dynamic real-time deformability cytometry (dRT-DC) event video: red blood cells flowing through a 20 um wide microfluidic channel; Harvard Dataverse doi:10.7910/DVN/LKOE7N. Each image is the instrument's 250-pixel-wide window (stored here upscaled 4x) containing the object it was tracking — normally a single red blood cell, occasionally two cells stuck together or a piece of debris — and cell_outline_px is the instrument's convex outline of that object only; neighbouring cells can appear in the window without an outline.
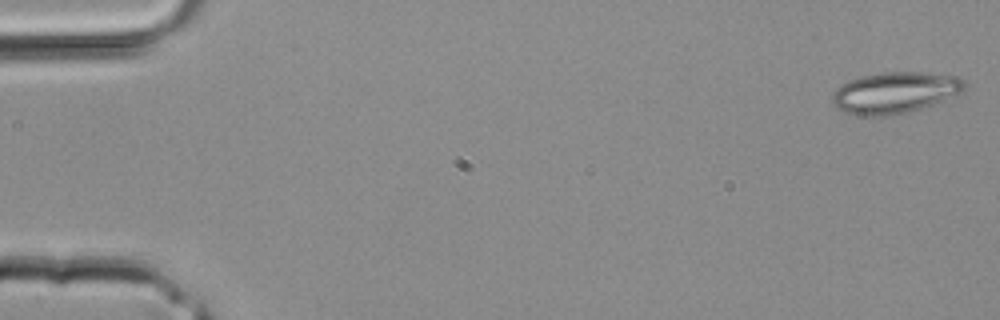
{"species": "common noctule bat (a hibernating species)", "species_latin": "Nyctalus noctula", "temperature_condition": "room temperature", "stored_images_in_passage": 5, "camera_frame_rate_fps": 3000, "um_per_image_px": 0.085, "animal": {"sex": "male", "body_mass_g": 20.4}, "frame": {"image": 1, "passage_image": 1, "time_ms": 0.0, "image_size_px": [1000, 320], "cell_outline_px": [[968, 84], [964, 88], [944, 100], [908, 112], [884, 116], [864, 116], [844, 112], [832, 100], [832, 92], [840, 84], [848, 80], [880, 72], [920, 72], [960, 76]], "centroid_in_image_um": [76.05, 7.86], "position_along_channel_um": 8.9, "area_um2": 31.62}}
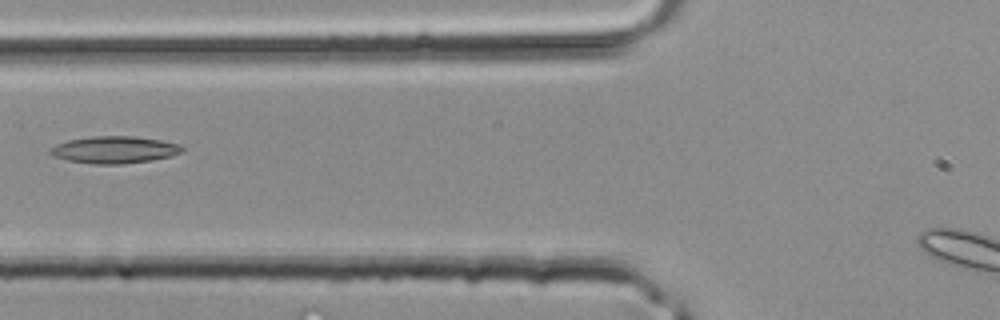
{"frame": {"image": 2, "passage_image": 5, "time_ms": 1.333, "image_size_px": [1000, 320], "cell_outline_px": [[184, 152], [152, 160], [120, 164], [96, 164], [68, 160], [52, 156], [48, 152], [56, 144], [68, 140], [92, 136], [132, 136], [160, 140], [180, 144], [184, 148]], "centroid_in_image_um": [9.73, 12.72], "position_along_channel_um": 116.1, "area_um2": 20.69}}